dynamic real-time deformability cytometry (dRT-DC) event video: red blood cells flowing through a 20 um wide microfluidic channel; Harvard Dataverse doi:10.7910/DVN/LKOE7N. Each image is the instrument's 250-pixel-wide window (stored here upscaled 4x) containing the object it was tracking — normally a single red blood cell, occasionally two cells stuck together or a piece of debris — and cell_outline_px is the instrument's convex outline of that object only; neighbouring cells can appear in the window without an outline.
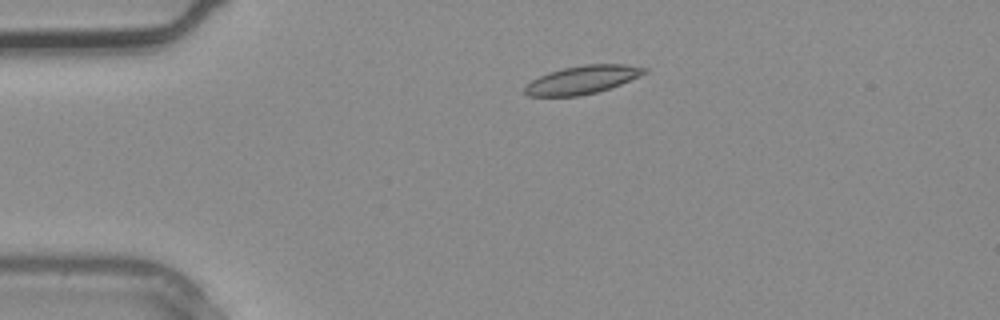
{"species": "common noctule bat (a hibernating species)", "species_latin": "Nyctalus noctula", "temperature_condition": "warm", "stored_images_in_passage": 3, "camera_frame_rate_fps": 3000, "um_per_image_px": 0.085, "animal": {"sex": "male", "body_mass_g": 20.4}, "frame": {"image": 1, "passage_image": 2, "time_ms": 0.333, "image_size_px": [1000, 320], "cell_outline_px": [[648, 72], [640, 76], [620, 84], [596, 92], [580, 96], [528, 96], [524, 92], [524, 84], [548, 72], [564, 68], [584, 64], [624, 64], [648, 68]], "centroid_in_image_um": [49.48, 6.78], "position_along_channel_um": 35.5, "area_um2": 19.65}}